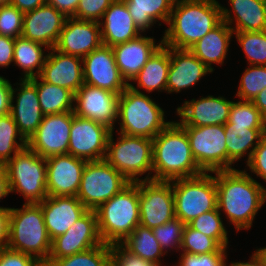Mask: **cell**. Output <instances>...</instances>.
Masks as SVG:
<instances>
[{"instance_id":"obj_37","label":"cell","mask_w":266,"mask_h":266,"mask_svg":"<svg viewBox=\"0 0 266 266\" xmlns=\"http://www.w3.org/2000/svg\"><path fill=\"white\" fill-rule=\"evenodd\" d=\"M26 146L27 141L19 133L11 114L0 116V161L5 165ZM12 153L13 156H11Z\"/></svg>"},{"instance_id":"obj_39","label":"cell","mask_w":266,"mask_h":266,"mask_svg":"<svg viewBox=\"0 0 266 266\" xmlns=\"http://www.w3.org/2000/svg\"><path fill=\"white\" fill-rule=\"evenodd\" d=\"M188 225L208 237L214 238L223 248L228 247V231L223 225L221 212L218 207L212 211L201 214L189 222Z\"/></svg>"},{"instance_id":"obj_49","label":"cell","mask_w":266,"mask_h":266,"mask_svg":"<svg viewBox=\"0 0 266 266\" xmlns=\"http://www.w3.org/2000/svg\"><path fill=\"white\" fill-rule=\"evenodd\" d=\"M247 166L257 177L259 176L266 181V135L261 138L253 151Z\"/></svg>"},{"instance_id":"obj_33","label":"cell","mask_w":266,"mask_h":266,"mask_svg":"<svg viewBox=\"0 0 266 266\" xmlns=\"http://www.w3.org/2000/svg\"><path fill=\"white\" fill-rule=\"evenodd\" d=\"M42 47L49 50L44 44L22 36L14 39L13 62L24 71V77L21 79L39 77L47 58ZM35 68L37 69L34 71Z\"/></svg>"},{"instance_id":"obj_13","label":"cell","mask_w":266,"mask_h":266,"mask_svg":"<svg viewBox=\"0 0 266 266\" xmlns=\"http://www.w3.org/2000/svg\"><path fill=\"white\" fill-rule=\"evenodd\" d=\"M74 112L44 115L27 146L43 158L68 154Z\"/></svg>"},{"instance_id":"obj_57","label":"cell","mask_w":266,"mask_h":266,"mask_svg":"<svg viewBox=\"0 0 266 266\" xmlns=\"http://www.w3.org/2000/svg\"><path fill=\"white\" fill-rule=\"evenodd\" d=\"M10 193L8 175L5 167L0 171V200Z\"/></svg>"},{"instance_id":"obj_27","label":"cell","mask_w":266,"mask_h":266,"mask_svg":"<svg viewBox=\"0 0 266 266\" xmlns=\"http://www.w3.org/2000/svg\"><path fill=\"white\" fill-rule=\"evenodd\" d=\"M103 19L99 22L103 45L112 47L141 35L124 0H114L104 12Z\"/></svg>"},{"instance_id":"obj_52","label":"cell","mask_w":266,"mask_h":266,"mask_svg":"<svg viewBox=\"0 0 266 266\" xmlns=\"http://www.w3.org/2000/svg\"><path fill=\"white\" fill-rule=\"evenodd\" d=\"M10 210L9 207H0V250L8 246Z\"/></svg>"},{"instance_id":"obj_58","label":"cell","mask_w":266,"mask_h":266,"mask_svg":"<svg viewBox=\"0 0 266 266\" xmlns=\"http://www.w3.org/2000/svg\"><path fill=\"white\" fill-rule=\"evenodd\" d=\"M255 251L261 257L264 266H266V247L256 249Z\"/></svg>"},{"instance_id":"obj_50","label":"cell","mask_w":266,"mask_h":266,"mask_svg":"<svg viewBox=\"0 0 266 266\" xmlns=\"http://www.w3.org/2000/svg\"><path fill=\"white\" fill-rule=\"evenodd\" d=\"M14 38L0 35V67H7L13 62Z\"/></svg>"},{"instance_id":"obj_14","label":"cell","mask_w":266,"mask_h":266,"mask_svg":"<svg viewBox=\"0 0 266 266\" xmlns=\"http://www.w3.org/2000/svg\"><path fill=\"white\" fill-rule=\"evenodd\" d=\"M110 132L111 130L105 125L74 115L68 154L87 162L104 160Z\"/></svg>"},{"instance_id":"obj_17","label":"cell","mask_w":266,"mask_h":266,"mask_svg":"<svg viewBox=\"0 0 266 266\" xmlns=\"http://www.w3.org/2000/svg\"><path fill=\"white\" fill-rule=\"evenodd\" d=\"M84 84L121 94L129 85L120 74L110 46L101 45L82 58Z\"/></svg>"},{"instance_id":"obj_35","label":"cell","mask_w":266,"mask_h":266,"mask_svg":"<svg viewBox=\"0 0 266 266\" xmlns=\"http://www.w3.org/2000/svg\"><path fill=\"white\" fill-rule=\"evenodd\" d=\"M128 252L139 256L154 266H161V256L165 251L162 250L152 229L138 225L133 232L120 243Z\"/></svg>"},{"instance_id":"obj_42","label":"cell","mask_w":266,"mask_h":266,"mask_svg":"<svg viewBox=\"0 0 266 266\" xmlns=\"http://www.w3.org/2000/svg\"><path fill=\"white\" fill-rule=\"evenodd\" d=\"M266 87V65H249L243 73L236 96L252 101Z\"/></svg>"},{"instance_id":"obj_8","label":"cell","mask_w":266,"mask_h":266,"mask_svg":"<svg viewBox=\"0 0 266 266\" xmlns=\"http://www.w3.org/2000/svg\"><path fill=\"white\" fill-rule=\"evenodd\" d=\"M10 193H21L25 203H41L47 196L46 158L28 146L5 164Z\"/></svg>"},{"instance_id":"obj_62","label":"cell","mask_w":266,"mask_h":266,"mask_svg":"<svg viewBox=\"0 0 266 266\" xmlns=\"http://www.w3.org/2000/svg\"><path fill=\"white\" fill-rule=\"evenodd\" d=\"M5 167V165L0 161V171Z\"/></svg>"},{"instance_id":"obj_16","label":"cell","mask_w":266,"mask_h":266,"mask_svg":"<svg viewBox=\"0 0 266 266\" xmlns=\"http://www.w3.org/2000/svg\"><path fill=\"white\" fill-rule=\"evenodd\" d=\"M102 243L98 231L96 211L88 210L64 234L51 240L48 259H60Z\"/></svg>"},{"instance_id":"obj_29","label":"cell","mask_w":266,"mask_h":266,"mask_svg":"<svg viewBox=\"0 0 266 266\" xmlns=\"http://www.w3.org/2000/svg\"><path fill=\"white\" fill-rule=\"evenodd\" d=\"M233 33V30L222 21L198 40L190 51L213 72L212 63L220 65L224 63Z\"/></svg>"},{"instance_id":"obj_25","label":"cell","mask_w":266,"mask_h":266,"mask_svg":"<svg viewBox=\"0 0 266 266\" xmlns=\"http://www.w3.org/2000/svg\"><path fill=\"white\" fill-rule=\"evenodd\" d=\"M212 71L198 59L190 49H178L170 47V68L166 92L179 93L187 89Z\"/></svg>"},{"instance_id":"obj_41","label":"cell","mask_w":266,"mask_h":266,"mask_svg":"<svg viewBox=\"0 0 266 266\" xmlns=\"http://www.w3.org/2000/svg\"><path fill=\"white\" fill-rule=\"evenodd\" d=\"M222 246L211 237L191 228L188 224L183 230L181 250L191 255H202L218 252Z\"/></svg>"},{"instance_id":"obj_51","label":"cell","mask_w":266,"mask_h":266,"mask_svg":"<svg viewBox=\"0 0 266 266\" xmlns=\"http://www.w3.org/2000/svg\"><path fill=\"white\" fill-rule=\"evenodd\" d=\"M12 84L0 76V116L10 113Z\"/></svg>"},{"instance_id":"obj_9","label":"cell","mask_w":266,"mask_h":266,"mask_svg":"<svg viewBox=\"0 0 266 266\" xmlns=\"http://www.w3.org/2000/svg\"><path fill=\"white\" fill-rule=\"evenodd\" d=\"M175 216L185 225L217 208L215 176L208 173L172 180Z\"/></svg>"},{"instance_id":"obj_18","label":"cell","mask_w":266,"mask_h":266,"mask_svg":"<svg viewBox=\"0 0 266 266\" xmlns=\"http://www.w3.org/2000/svg\"><path fill=\"white\" fill-rule=\"evenodd\" d=\"M86 163L70 154L46 158L48 196H77Z\"/></svg>"},{"instance_id":"obj_61","label":"cell","mask_w":266,"mask_h":266,"mask_svg":"<svg viewBox=\"0 0 266 266\" xmlns=\"http://www.w3.org/2000/svg\"><path fill=\"white\" fill-rule=\"evenodd\" d=\"M263 117H264V132L266 135V114Z\"/></svg>"},{"instance_id":"obj_15","label":"cell","mask_w":266,"mask_h":266,"mask_svg":"<svg viewBox=\"0 0 266 266\" xmlns=\"http://www.w3.org/2000/svg\"><path fill=\"white\" fill-rule=\"evenodd\" d=\"M119 94L83 84L74 94V115L93 120L114 131Z\"/></svg>"},{"instance_id":"obj_12","label":"cell","mask_w":266,"mask_h":266,"mask_svg":"<svg viewBox=\"0 0 266 266\" xmlns=\"http://www.w3.org/2000/svg\"><path fill=\"white\" fill-rule=\"evenodd\" d=\"M140 225L158 227L175 216L174 194L171 181H139Z\"/></svg>"},{"instance_id":"obj_48","label":"cell","mask_w":266,"mask_h":266,"mask_svg":"<svg viewBox=\"0 0 266 266\" xmlns=\"http://www.w3.org/2000/svg\"><path fill=\"white\" fill-rule=\"evenodd\" d=\"M39 261L26 253L11 250H0V266H37Z\"/></svg>"},{"instance_id":"obj_30","label":"cell","mask_w":266,"mask_h":266,"mask_svg":"<svg viewBox=\"0 0 266 266\" xmlns=\"http://www.w3.org/2000/svg\"><path fill=\"white\" fill-rule=\"evenodd\" d=\"M227 147V170L232 168L234 162L239 161L247 153V161L250 160L253 151L265 135L264 129H248V126H234L224 124ZM252 148V149H251Z\"/></svg>"},{"instance_id":"obj_54","label":"cell","mask_w":266,"mask_h":266,"mask_svg":"<svg viewBox=\"0 0 266 266\" xmlns=\"http://www.w3.org/2000/svg\"><path fill=\"white\" fill-rule=\"evenodd\" d=\"M47 3V0H11L10 4L17 7L21 12L32 11Z\"/></svg>"},{"instance_id":"obj_55","label":"cell","mask_w":266,"mask_h":266,"mask_svg":"<svg viewBox=\"0 0 266 266\" xmlns=\"http://www.w3.org/2000/svg\"><path fill=\"white\" fill-rule=\"evenodd\" d=\"M226 260L227 256L225 258L223 266H228L226 265ZM229 266H264L263 261L261 257L256 253V251L253 253L251 256V259L249 262H231Z\"/></svg>"},{"instance_id":"obj_26","label":"cell","mask_w":266,"mask_h":266,"mask_svg":"<svg viewBox=\"0 0 266 266\" xmlns=\"http://www.w3.org/2000/svg\"><path fill=\"white\" fill-rule=\"evenodd\" d=\"M161 45L162 39L156 45L154 38L139 35L135 39L111 47L120 74L128 85Z\"/></svg>"},{"instance_id":"obj_20","label":"cell","mask_w":266,"mask_h":266,"mask_svg":"<svg viewBox=\"0 0 266 266\" xmlns=\"http://www.w3.org/2000/svg\"><path fill=\"white\" fill-rule=\"evenodd\" d=\"M66 16L54 6L46 3L23 15L22 37L39 42L49 49L55 47Z\"/></svg>"},{"instance_id":"obj_38","label":"cell","mask_w":266,"mask_h":266,"mask_svg":"<svg viewBox=\"0 0 266 266\" xmlns=\"http://www.w3.org/2000/svg\"><path fill=\"white\" fill-rule=\"evenodd\" d=\"M249 65H266V30L234 32Z\"/></svg>"},{"instance_id":"obj_11","label":"cell","mask_w":266,"mask_h":266,"mask_svg":"<svg viewBox=\"0 0 266 266\" xmlns=\"http://www.w3.org/2000/svg\"><path fill=\"white\" fill-rule=\"evenodd\" d=\"M182 127L186 130L192 155L204 173L227 170L224 125Z\"/></svg>"},{"instance_id":"obj_46","label":"cell","mask_w":266,"mask_h":266,"mask_svg":"<svg viewBox=\"0 0 266 266\" xmlns=\"http://www.w3.org/2000/svg\"><path fill=\"white\" fill-rule=\"evenodd\" d=\"M227 248H221L218 252L202 255L182 253L178 266H223Z\"/></svg>"},{"instance_id":"obj_40","label":"cell","mask_w":266,"mask_h":266,"mask_svg":"<svg viewBox=\"0 0 266 266\" xmlns=\"http://www.w3.org/2000/svg\"><path fill=\"white\" fill-rule=\"evenodd\" d=\"M228 124L248 126V129H264V117L252 101L233 102L229 111Z\"/></svg>"},{"instance_id":"obj_23","label":"cell","mask_w":266,"mask_h":266,"mask_svg":"<svg viewBox=\"0 0 266 266\" xmlns=\"http://www.w3.org/2000/svg\"><path fill=\"white\" fill-rule=\"evenodd\" d=\"M38 204L51 240L64 234L88 211L77 196H47Z\"/></svg>"},{"instance_id":"obj_4","label":"cell","mask_w":266,"mask_h":266,"mask_svg":"<svg viewBox=\"0 0 266 266\" xmlns=\"http://www.w3.org/2000/svg\"><path fill=\"white\" fill-rule=\"evenodd\" d=\"M139 197V186L130 183L95 210L103 243L120 244L140 225Z\"/></svg>"},{"instance_id":"obj_32","label":"cell","mask_w":266,"mask_h":266,"mask_svg":"<svg viewBox=\"0 0 266 266\" xmlns=\"http://www.w3.org/2000/svg\"><path fill=\"white\" fill-rule=\"evenodd\" d=\"M169 68L170 47L162 44L132 81H136L137 86L144 88L148 93L154 90L166 91Z\"/></svg>"},{"instance_id":"obj_31","label":"cell","mask_w":266,"mask_h":266,"mask_svg":"<svg viewBox=\"0 0 266 266\" xmlns=\"http://www.w3.org/2000/svg\"><path fill=\"white\" fill-rule=\"evenodd\" d=\"M134 23L141 32L163 21L168 24L173 6L179 0H124Z\"/></svg>"},{"instance_id":"obj_22","label":"cell","mask_w":266,"mask_h":266,"mask_svg":"<svg viewBox=\"0 0 266 266\" xmlns=\"http://www.w3.org/2000/svg\"><path fill=\"white\" fill-rule=\"evenodd\" d=\"M233 101L224 97L208 95L200 99L185 101L183 106L177 108L181 118V126L224 125L229 119V111Z\"/></svg>"},{"instance_id":"obj_45","label":"cell","mask_w":266,"mask_h":266,"mask_svg":"<svg viewBox=\"0 0 266 266\" xmlns=\"http://www.w3.org/2000/svg\"><path fill=\"white\" fill-rule=\"evenodd\" d=\"M114 0H79L73 18L100 22Z\"/></svg>"},{"instance_id":"obj_60","label":"cell","mask_w":266,"mask_h":266,"mask_svg":"<svg viewBox=\"0 0 266 266\" xmlns=\"http://www.w3.org/2000/svg\"><path fill=\"white\" fill-rule=\"evenodd\" d=\"M11 0H0V5L10 4Z\"/></svg>"},{"instance_id":"obj_59","label":"cell","mask_w":266,"mask_h":266,"mask_svg":"<svg viewBox=\"0 0 266 266\" xmlns=\"http://www.w3.org/2000/svg\"><path fill=\"white\" fill-rule=\"evenodd\" d=\"M37 266H54V265L48 261H40Z\"/></svg>"},{"instance_id":"obj_19","label":"cell","mask_w":266,"mask_h":266,"mask_svg":"<svg viewBox=\"0 0 266 266\" xmlns=\"http://www.w3.org/2000/svg\"><path fill=\"white\" fill-rule=\"evenodd\" d=\"M101 45L98 22L67 17L54 48L61 53L83 58Z\"/></svg>"},{"instance_id":"obj_53","label":"cell","mask_w":266,"mask_h":266,"mask_svg":"<svg viewBox=\"0 0 266 266\" xmlns=\"http://www.w3.org/2000/svg\"><path fill=\"white\" fill-rule=\"evenodd\" d=\"M47 3L54 6L66 17H73L75 15L79 0H47Z\"/></svg>"},{"instance_id":"obj_5","label":"cell","mask_w":266,"mask_h":266,"mask_svg":"<svg viewBox=\"0 0 266 266\" xmlns=\"http://www.w3.org/2000/svg\"><path fill=\"white\" fill-rule=\"evenodd\" d=\"M164 116L163 109L131 83L119 95V133L153 139L170 123Z\"/></svg>"},{"instance_id":"obj_2","label":"cell","mask_w":266,"mask_h":266,"mask_svg":"<svg viewBox=\"0 0 266 266\" xmlns=\"http://www.w3.org/2000/svg\"><path fill=\"white\" fill-rule=\"evenodd\" d=\"M221 22V5L217 0H179L171 11L162 44L190 49Z\"/></svg>"},{"instance_id":"obj_44","label":"cell","mask_w":266,"mask_h":266,"mask_svg":"<svg viewBox=\"0 0 266 266\" xmlns=\"http://www.w3.org/2000/svg\"><path fill=\"white\" fill-rule=\"evenodd\" d=\"M23 15L11 4L0 5V35L11 38L20 37L23 30Z\"/></svg>"},{"instance_id":"obj_3","label":"cell","mask_w":266,"mask_h":266,"mask_svg":"<svg viewBox=\"0 0 266 266\" xmlns=\"http://www.w3.org/2000/svg\"><path fill=\"white\" fill-rule=\"evenodd\" d=\"M152 141V180L171 181L204 173L192 155L186 130L178 122L170 121Z\"/></svg>"},{"instance_id":"obj_34","label":"cell","mask_w":266,"mask_h":266,"mask_svg":"<svg viewBox=\"0 0 266 266\" xmlns=\"http://www.w3.org/2000/svg\"><path fill=\"white\" fill-rule=\"evenodd\" d=\"M29 80L37 87L39 103L44 115L73 111L74 93L72 91L44 82L40 77Z\"/></svg>"},{"instance_id":"obj_36","label":"cell","mask_w":266,"mask_h":266,"mask_svg":"<svg viewBox=\"0 0 266 266\" xmlns=\"http://www.w3.org/2000/svg\"><path fill=\"white\" fill-rule=\"evenodd\" d=\"M54 266H111V245L102 243L60 259H48Z\"/></svg>"},{"instance_id":"obj_24","label":"cell","mask_w":266,"mask_h":266,"mask_svg":"<svg viewBox=\"0 0 266 266\" xmlns=\"http://www.w3.org/2000/svg\"><path fill=\"white\" fill-rule=\"evenodd\" d=\"M39 77L52 85L65 87L74 94L84 84L82 58L49 49Z\"/></svg>"},{"instance_id":"obj_28","label":"cell","mask_w":266,"mask_h":266,"mask_svg":"<svg viewBox=\"0 0 266 266\" xmlns=\"http://www.w3.org/2000/svg\"><path fill=\"white\" fill-rule=\"evenodd\" d=\"M229 2L235 17L226 7L221 6L222 21L233 32L266 30V0H229ZM234 20L236 26L232 27Z\"/></svg>"},{"instance_id":"obj_43","label":"cell","mask_w":266,"mask_h":266,"mask_svg":"<svg viewBox=\"0 0 266 266\" xmlns=\"http://www.w3.org/2000/svg\"><path fill=\"white\" fill-rule=\"evenodd\" d=\"M184 227L185 224L179 218L175 217L158 227L152 228V232L162 250L168 253L166 248L181 249Z\"/></svg>"},{"instance_id":"obj_7","label":"cell","mask_w":266,"mask_h":266,"mask_svg":"<svg viewBox=\"0 0 266 266\" xmlns=\"http://www.w3.org/2000/svg\"><path fill=\"white\" fill-rule=\"evenodd\" d=\"M113 132H110L107 140L105 160L130 183L152 180V139L118 133L121 136L114 142ZM146 172L148 175L144 179L138 178Z\"/></svg>"},{"instance_id":"obj_6","label":"cell","mask_w":266,"mask_h":266,"mask_svg":"<svg viewBox=\"0 0 266 266\" xmlns=\"http://www.w3.org/2000/svg\"><path fill=\"white\" fill-rule=\"evenodd\" d=\"M7 248L29 254L39 262L48 260L51 239L38 203H25L21 209L11 208Z\"/></svg>"},{"instance_id":"obj_1","label":"cell","mask_w":266,"mask_h":266,"mask_svg":"<svg viewBox=\"0 0 266 266\" xmlns=\"http://www.w3.org/2000/svg\"><path fill=\"white\" fill-rule=\"evenodd\" d=\"M217 188V207L224 211L229 223L237 231L249 230L255 215L266 202V188L246 170H223L213 172Z\"/></svg>"},{"instance_id":"obj_10","label":"cell","mask_w":266,"mask_h":266,"mask_svg":"<svg viewBox=\"0 0 266 266\" xmlns=\"http://www.w3.org/2000/svg\"><path fill=\"white\" fill-rule=\"evenodd\" d=\"M129 184L105 159L90 161L84 166L77 198L88 210H96Z\"/></svg>"},{"instance_id":"obj_21","label":"cell","mask_w":266,"mask_h":266,"mask_svg":"<svg viewBox=\"0 0 266 266\" xmlns=\"http://www.w3.org/2000/svg\"><path fill=\"white\" fill-rule=\"evenodd\" d=\"M20 81L19 88L15 89L12 86L10 114L19 133L28 141L42 122L44 114L40 107L37 87L29 79H20ZM16 91L19 92L15 98ZM14 99H16L15 105Z\"/></svg>"},{"instance_id":"obj_47","label":"cell","mask_w":266,"mask_h":266,"mask_svg":"<svg viewBox=\"0 0 266 266\" xmlns=\"http://www.w3.org/2000/svg\"><path fill=\"white\" fill-rule=\"evenodd\" d=\"M111 266H154L128 252L121 244L111 245Z\"/></svg>"},{"instance_id":"obj_56","label":"cell","mask_w":266,"mask_h":266,"mask_svg":"<svg viewBox=\"0 0 266 266\" xmlns=\"http://www.w3.org/2000/svg\"><path fill=\"white\" fill-rule=\"evenodd\" d=\"M252 103L263 116L266 114V87L253 98Z\"/></svg>"}]
</instances>
